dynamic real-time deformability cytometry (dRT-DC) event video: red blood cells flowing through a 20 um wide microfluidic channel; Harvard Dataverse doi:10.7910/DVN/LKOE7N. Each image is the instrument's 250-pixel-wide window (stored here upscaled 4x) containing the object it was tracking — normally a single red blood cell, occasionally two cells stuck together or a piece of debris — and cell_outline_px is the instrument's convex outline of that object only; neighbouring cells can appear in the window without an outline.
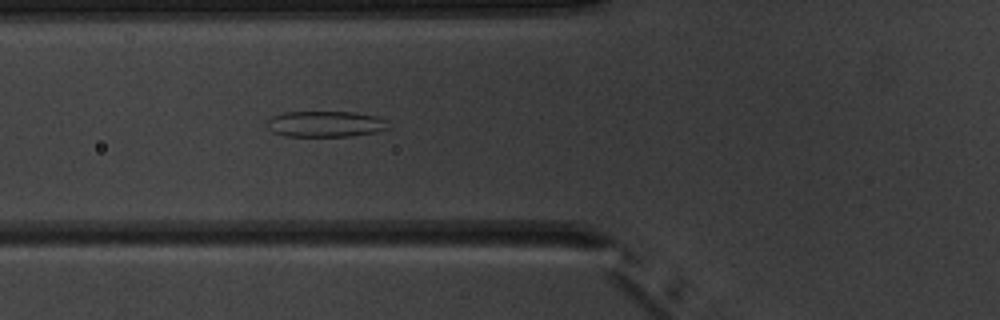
{"species": "common noctule bat (a hibernating species)", "species_latin": "Nyctalus noctula", "temperature_condition": "warm", "stored_images_in_passage": 6, "camera_frame_rate_fps": 3000, "um_per_image_px": 0.085, "animal": {"sex": "male", "body_mass_g": 20.1, "forearm_length_mm": 53.5}, "frame": {"image": 1, "passage_image": 6, "time_ms": 5.667, "image_size_px": [1000, 320], "cell_outline_px": [[388, 128], [376, 132], [352, 136], [284, 136], [272, 132], [268, 128], [268, 120], [272, 116], [284, 112], [352, 112], [376, 116], [388, 120]], "centroid_in_image_um": [27.67, 10.54], "position_along_channel_um": 98.1, "area_um2": 18.38}}